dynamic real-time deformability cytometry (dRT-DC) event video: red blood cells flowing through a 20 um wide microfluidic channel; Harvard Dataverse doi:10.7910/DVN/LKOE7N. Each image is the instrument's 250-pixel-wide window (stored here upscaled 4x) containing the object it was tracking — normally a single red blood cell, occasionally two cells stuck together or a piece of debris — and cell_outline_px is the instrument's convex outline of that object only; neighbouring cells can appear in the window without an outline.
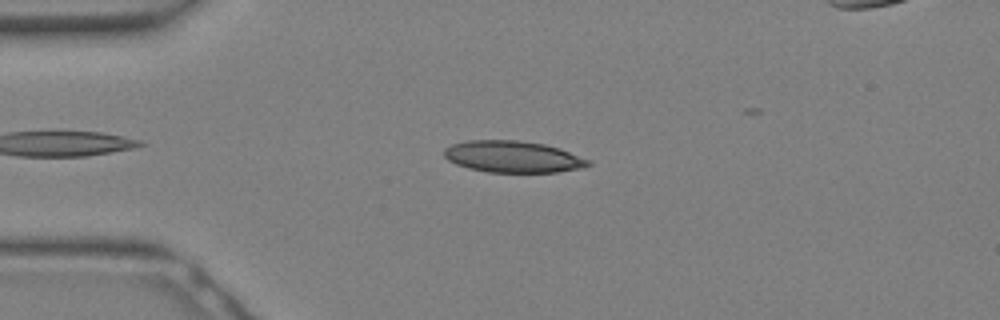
{"species": "Egyptian fruit bat (a non-hibernating species)", "species_latin": "Rousettus aegyptiacus", "temperature_condition": "warm", "stored_images_in_passage": 20, "camera_frame_rate_fps": 3000, "um_per_image_px": 0.085, "animal": {"sex": "female"}, "frame": {"image": 1, "passage_image": 5, "time_ms": 1.333, "image_size_px": [1000, 320], "cell_outline_px": [[592, 164], [584, 168], [556, 172], [488, 172], [468, 168], [456, 164], [448, 160], [444, 156], [444, 148], [452, 144], [468, 140], [516, 140], [544, 144], [560, 148], [592, 160]], "centroid_in_image_um": [43.63, 13.32], "position_along_channel_um": 41.4, "area_um2": 26.76}}
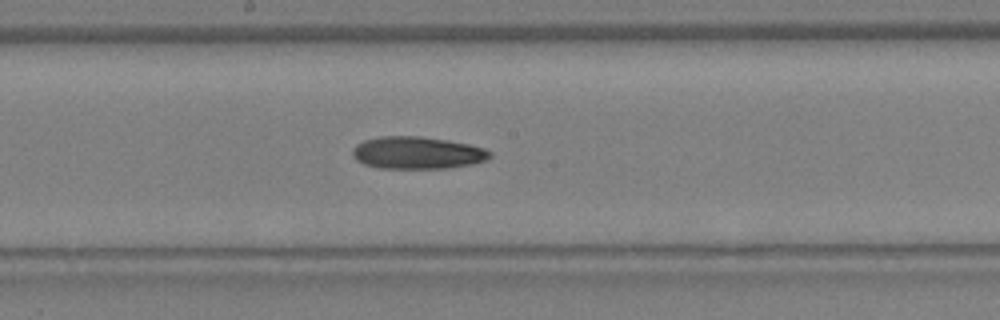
{"frame": {"image": 2, "passage_image": 14, "time_ms": 4.333, "image_size_px": [1000, 320], "cell_outline_px": [[492, 156], [488, 160], [472, 164], [448, 168], [376, 168], [364, 164], [356, 160], [352, 156], [352, 148], [356, 144], [364, 140], [380, 136], [420, 136], [448, 140], [468, 144], [484, 148], [492, 152]], "centroid_in_image_um": [35.46, 12.99], "position_along_channel_um": 212.7, "area_um2": 26.13}}
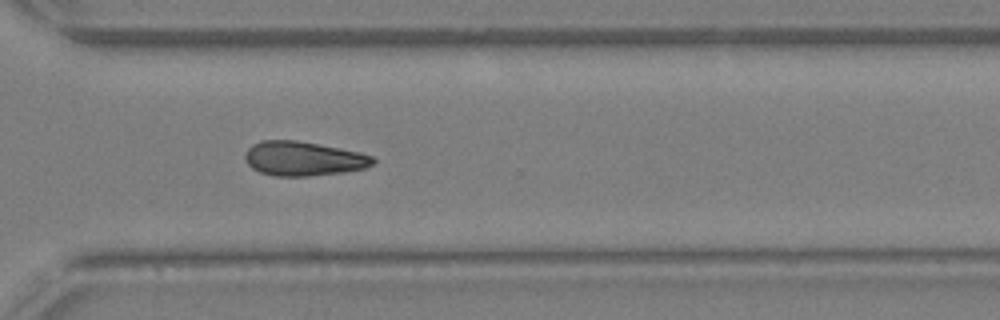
{"frame": {"image": 3, "passage_image": 20, "time_ms": 6.333, "image_size_px": [1000, 320], "cell_outline_px": [[376, 160], [372, 164], [364, 168], [340, 172], [312, 176], [276, 176], [260, 172], [252, 168], [248, 164], [244, 156], [248, 148], [252, 144], [260, 140], [296, 140], [360, 152], [372, 156]], "centroid_in_image_um": [25.75, 13.48], "position_along_channel_um": 344.8, "area_um2": 25.43}}